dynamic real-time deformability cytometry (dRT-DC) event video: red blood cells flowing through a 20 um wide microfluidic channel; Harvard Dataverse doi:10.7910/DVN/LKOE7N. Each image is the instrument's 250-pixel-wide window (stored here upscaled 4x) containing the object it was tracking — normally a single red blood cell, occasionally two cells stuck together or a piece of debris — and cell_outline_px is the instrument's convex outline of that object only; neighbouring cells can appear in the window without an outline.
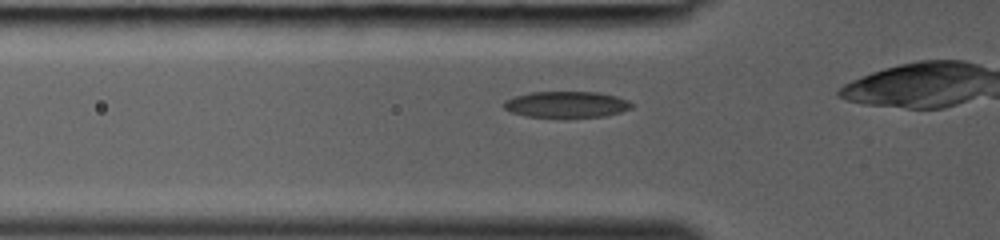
{"species": "common noctule bat (a hibernating species)", "species_latin": "Nyctalus noctula", "temperature_condition": "room temperature", "stored_images_in_passage": 23, "camera_frame_rate_fps": 3000, "um_per_image_px": 0.085, "animal": {"sex": "female", "body_mass_g": 19.0, "forearm_length_mm": 53.3}, "frame": {"image": 1, "passage_image": 3, "time_ms": 0.667, "image_size_px": [1000, 240], "cell_outline_px": [[636, 104], [632, 108], [620, 112], [604, 116], [556, 120], [524, 116], [512, 112], [504, 108], [500, 104], [504, 100], [516, 96], [532, 92], [600, 92], [616, 96], [628, 100]], "centroid_in_image_um": [48.14, 8.92], "position_along_channel_um": 77.7, "area_um2": 20.52}}
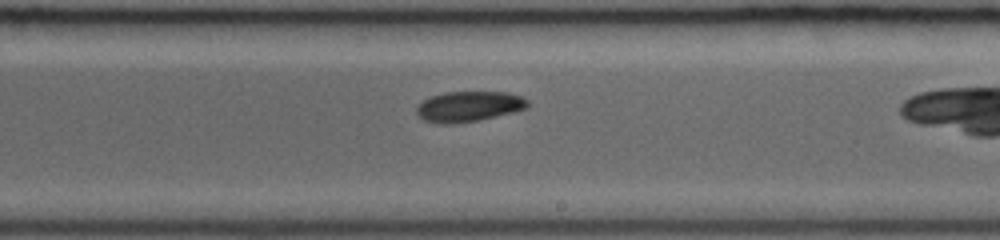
{"frame": {"image": 2, "passage_image": 13, "time_ms": 4.0, "image_size_px": [1000, 240], "cell_outline_px": [[528, 108], [512, 112], [476, 120], [452, 124], [444, 124], [424, 120], [416, 112], [416, 108], [424, 100], [432, 96], [448, 92], [508, 92], [520, 96], [528, 100]], "centroid_in_image_um": [39.86, 9.04], "position_along_channel_um": 249.1, "area_um2": 19.31}}
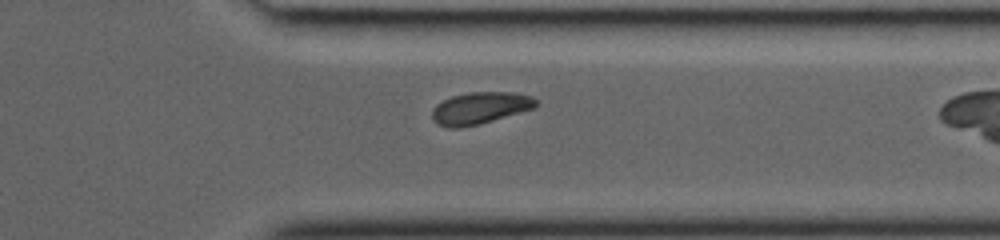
{"frame": {"image": 3, "passage_image": 20, "time_ms": 6.333, "image_size_px": [1000, 240], "cell_outline_px": [[536, 104], [532, 108], [480, 124], [460, 128], [448, 128], [436, 124], [432, 120], [432, 108], [436, 104], [452, 96], [468, 92], [512, 92], [532, 96], [536, 100]], "centroid_in_image_um": [40.73, 9.19], "position_along_channel_um": 370.7, "area_um2": 19.25}}